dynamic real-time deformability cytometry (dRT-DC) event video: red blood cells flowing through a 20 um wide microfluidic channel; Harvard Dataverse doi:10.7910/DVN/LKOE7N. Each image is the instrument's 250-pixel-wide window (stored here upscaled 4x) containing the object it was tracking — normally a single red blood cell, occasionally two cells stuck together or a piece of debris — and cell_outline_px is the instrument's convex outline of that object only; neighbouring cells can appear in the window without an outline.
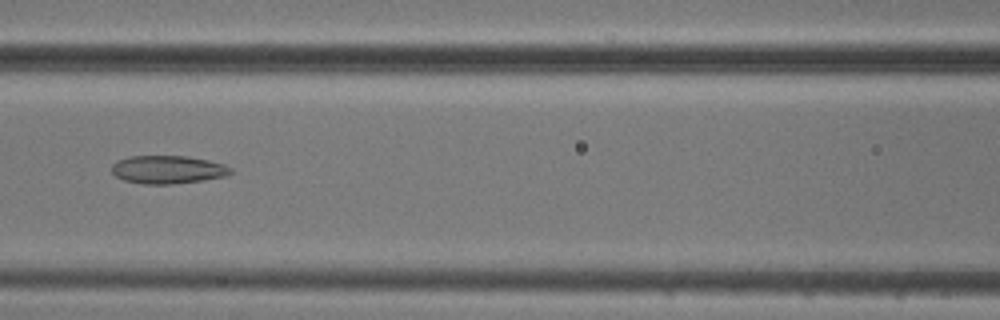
{"species": "common noctule bat (a hibernating species)", "species_latin": "Nyctalus noctula", "temperature_condition": "cold", "stored_images_in_passage": 11, "camera_frame_rate_fps": 3000, "um_per_image_px": 0.085, "animal": {"sex": "male", "body_mass_g": 20.5, "forearm_length_mm": 52.5}, "frame": {"image": 1, "passage_image": 5, "time_ms": 5.667, "image_size_px": [1000, 320], "cell_outline_px": [[232, 172], [224, 176], [200, 180], [172, 184], [144, 184], [124, 180], [116, 176], [112, 172], [112, 164], [116, 160], [128, 156], [188, 156], [208, 160], [224, 164], [232, 168]], "centroid_in_image_um": [14.23, 14.4], "position_along_channel_um": 152.4, "area_um2": 19.42}}
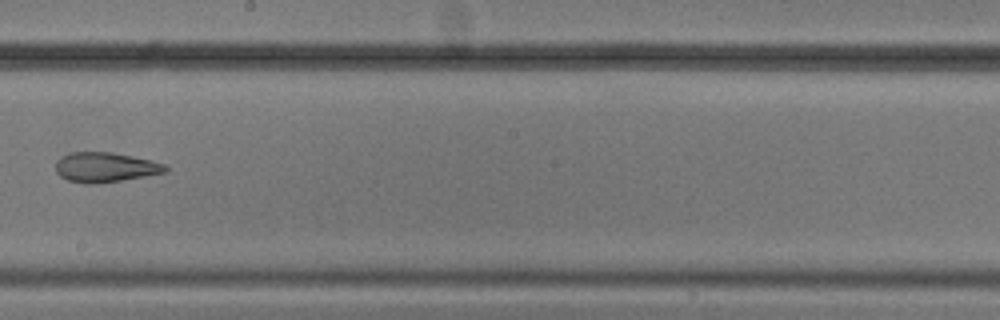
{"frame": {"image": 2, "passage_image": 7, "time_ms": 8.0, "image_size_px": [1000, 320], "cell_outline_px": [[168, 172], [120, 180], [92, 184], [88, 184], [68, 180], [60, 176], [56, 172], [56, 160], [60, 156], [68, 152], [112, 152], [152, 160], [164, 164], [168, 168]], "centroid_in_image_um": [8.92, 14.2], "position_along_channel_um": 239.3, "area_um2": 19.07}}
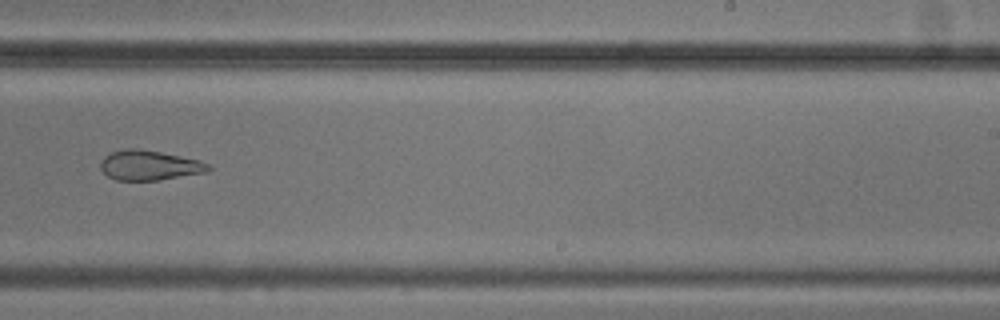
{"frame": {"image": 3, "passage_image": 8, "time_ms": 9.0, "image_size_px": [1000, 320], "cell_outline_px": [[212, 168], [204, 172], [156, 180], [116, 180], [108, 176], [100, 168], [100, 160], [104, 156], [112, 152], [124, 148], [140, 148], [200, 160], [208, 164]], "centroid_in_image_um": [12.64, 14.03], "position_along_channel_um": 276.4, "area_um2": 18.61}}